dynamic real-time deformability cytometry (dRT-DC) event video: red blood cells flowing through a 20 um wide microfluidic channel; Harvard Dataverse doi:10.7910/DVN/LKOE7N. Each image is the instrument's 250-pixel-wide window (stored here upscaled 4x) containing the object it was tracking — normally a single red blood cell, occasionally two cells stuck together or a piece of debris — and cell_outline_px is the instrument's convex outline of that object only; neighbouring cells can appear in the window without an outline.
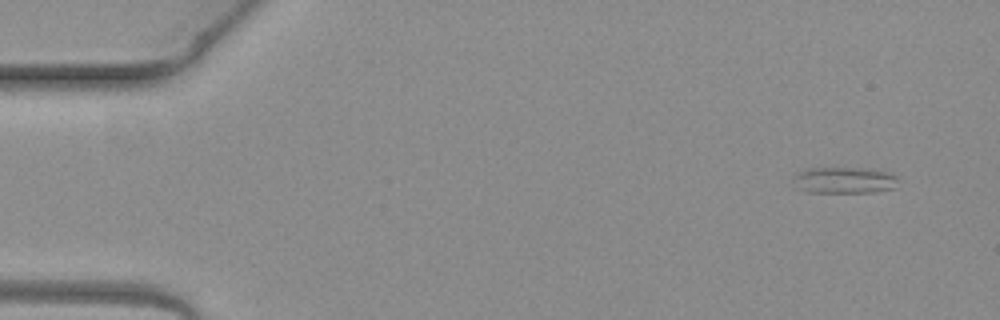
{"species": "common noctule bat (a hibernating species)", "species_latin": "Nyctalus noctula", "temperature_condition": "warm", "stored_images_in_passage": 4, "camera_frame_rate_fps": 3000, "um_per_image_px": 0.085, "animal": {"sex": "female", "body_mass_g": 19.3, "forearm_length_mm": 54.1}, "frame": {"image": 1, "passage_image": 1, "time_ms": 0.0, "image_size_px": [1000, 320], "cell_outline_px": [[900, 180], [896, 188], [876, 192], [808, 192], [792, 188], [796, 172], [808, 168], [864, 168], [892, 172]], "centroid_in_image_um": [71.78, 15.32], "position_along_channel_um": 13.2, "area_um2": 16.59}}
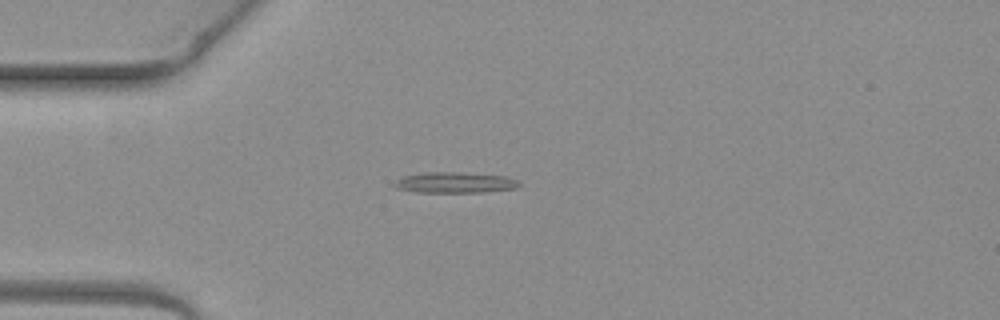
{"frame": {"image": 2, "passage_image": 4, "time_ms": 1.0, "image_size_px": [1000, 320], "cell_outline_px": [[520, 184], [516, 188], [484, 192], [416, 192], [396, 188], [392, 184], [400, 176], [424, 172], [456, 172], [504, 176], [516, 180]], "centroid_in_image_um": [38.58, 15.51], "position_along_channel_um": 46.4, "area_um2": 15.09}}